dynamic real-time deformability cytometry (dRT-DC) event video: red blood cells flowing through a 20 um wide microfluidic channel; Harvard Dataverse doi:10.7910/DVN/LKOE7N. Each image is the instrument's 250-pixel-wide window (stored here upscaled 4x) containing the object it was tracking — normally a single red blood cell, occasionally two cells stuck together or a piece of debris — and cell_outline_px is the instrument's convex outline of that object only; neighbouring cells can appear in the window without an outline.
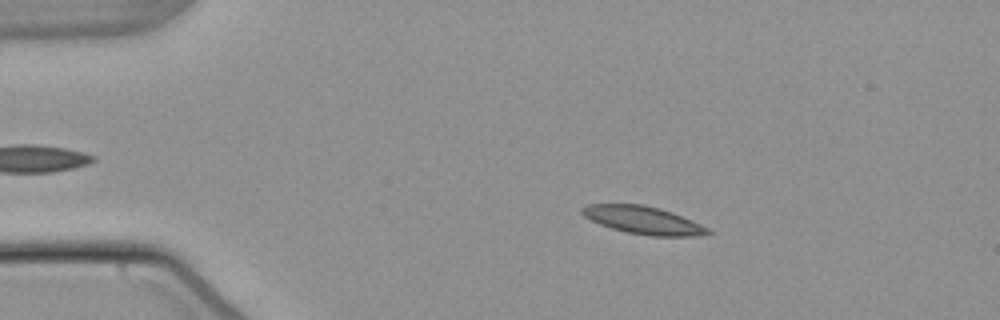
{"species": "common noctule bat (a hibernating species)", "species_latin": "Nyctalus noctula", "temperature_condition": "warm", "stored_images_in_passage": 54, "camera_frame_rate_fps": 3000, "um_per_image_px": 0.085, "animal": {"sex": "male", "body_mass_g": 21.5, "forearm_length_mm": 52.0}, "frame": {"image": 1, "passage_image": 10, "time_ms": 3.0, "image_size_px": [1000, 320], "cell_outline_px": [[712, 232], [700, 236], [652, 236], [628, 232], [612, 228], [600, 224], [584, 216], [580, 212], [580, 208], [588, 204], [644, 204], [660, 208], [672, 212], [700, 224], [708, 228]], "centroid_in_image_um": [54.67, 18.7], "position_along_channel_um": 30.3, "area_um2": 20.23}}
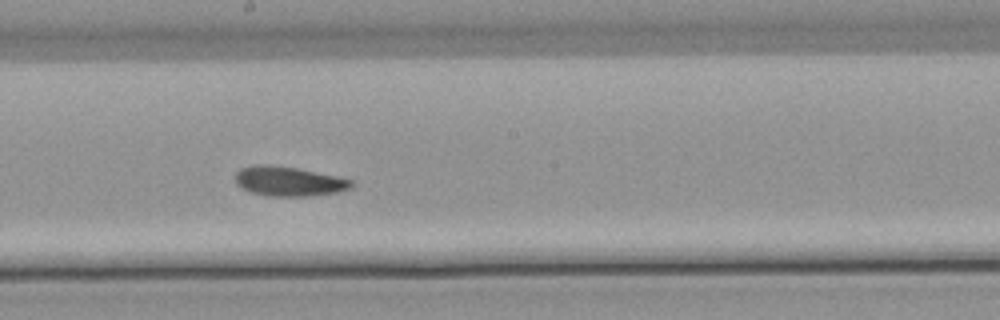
{"frame": {"image": 2, "passage_image": 30, "time_ms": 9.667, "image_size_px": [1000, 320], "cell_outline_px": [[356, 184], [352, 188], [340, 192], [308, 196], [268, 196], [252, 192], [236, 184], [236, 172], [240, 168], [252, 164], [268, 164], [296, 168], [336, 176], [352, 180]], "centroid_in_image_um": [24.57, 15.41], "position_along_channel_um": 223.6, "area_um2": 20.11}}
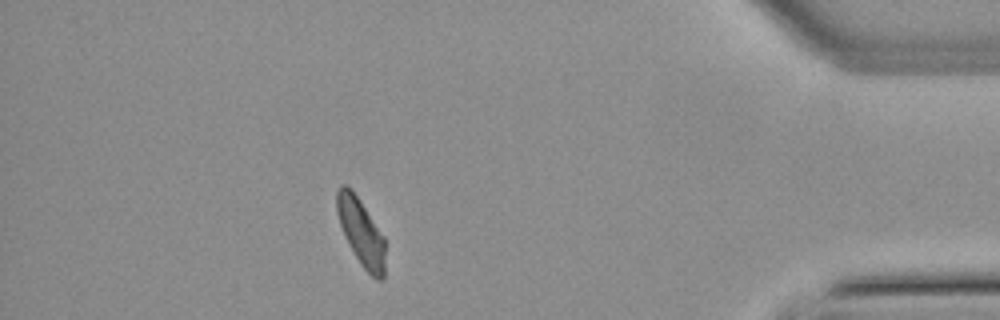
{"frame": {"image": 3, "passage_image": 48, "time_ms": 15.667, "image_size_px": [1000, 320], "cell_outline_px": [[384, 280], [376, 280], [360, 264], [344, 236], [336, 212], [336, 192], [340, 184], [344, 184], [352, 188], [384, 236]], "centroid_in_image_um": [30.67, 19.7], "position_along_channel_um": 404.5, "area_um2": 18.96}, "authors_computed_cell_mechanics": {"area_um2": 19.6231, "velocity_mm_per_s": 3.7793, "shape_relaxation_time_tau1_ms": null, "shape_relaxation_time_tau2_ms": 10.6344, "deformation_change_tau1": null, "deformation_change_tau2": 0.1618}}